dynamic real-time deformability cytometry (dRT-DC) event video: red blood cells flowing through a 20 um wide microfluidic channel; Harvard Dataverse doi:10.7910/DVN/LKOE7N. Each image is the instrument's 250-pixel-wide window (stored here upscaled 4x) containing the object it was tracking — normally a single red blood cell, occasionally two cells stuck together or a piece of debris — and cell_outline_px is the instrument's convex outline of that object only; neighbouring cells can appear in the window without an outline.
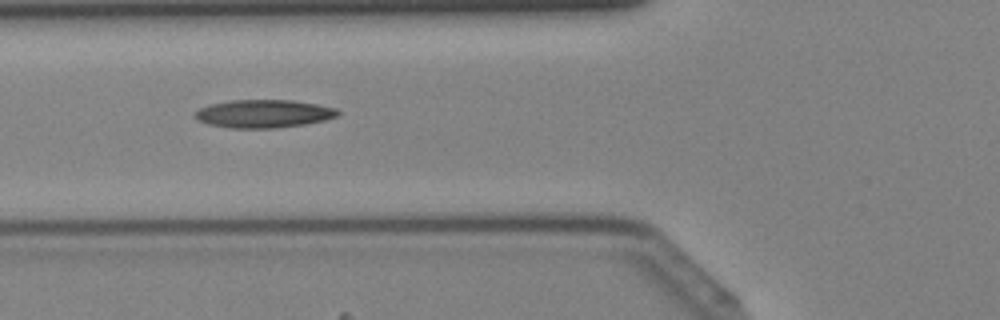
{"species": "Egyptian fruit bat (a non-hibernating species)", "species_latin": "Rousettus aegyptiacus", "temperature_condition": "cold", "stored_images_in_passage": 31, "camera_frame_rate_fps": 3000, "um_per_image_px": 0.085, "animal": {"sex": "female"}, "frame": {"image": 1, "passage_image": 5, "time_ms": 1.333, "image_size_px": [1000, 320], "cell_outline_px": [[340, 116], [324, 120], [304, 124], [276, 128], [232, 128], [208, 124], [196, 120], [192, 116], [200, 108], [212, 104], [232, 100], [292, 100], [316, 104], [336, 108], [340, 112]], "centroid_in_image_um": [22.42, 9.67], "position_along_channel_um": 103.4, "area_um2": 23.35}}
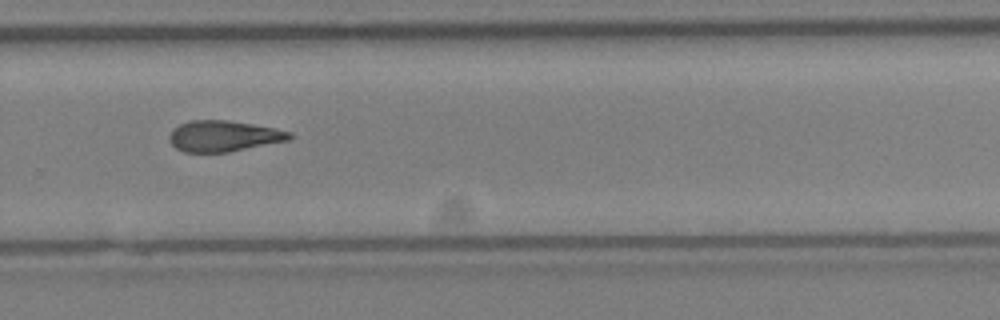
{"frame": {"image": 2, "passage_image": 18, "time_ms": 5.667, "image_size_px": [1000, 320], "cell_outline_px": [[292, 136], [288, 140], [228, 152], [184, 152], [176, 148], [172, 144], [168, 136], [172, 128], [180, 124], [192, 120], [228, 120], [252, 124], [292, 132]], "centroid_in_image_um": [18.96, 11.56], "position_along_channel_um": 310.8, "area_um2": 21.5}}
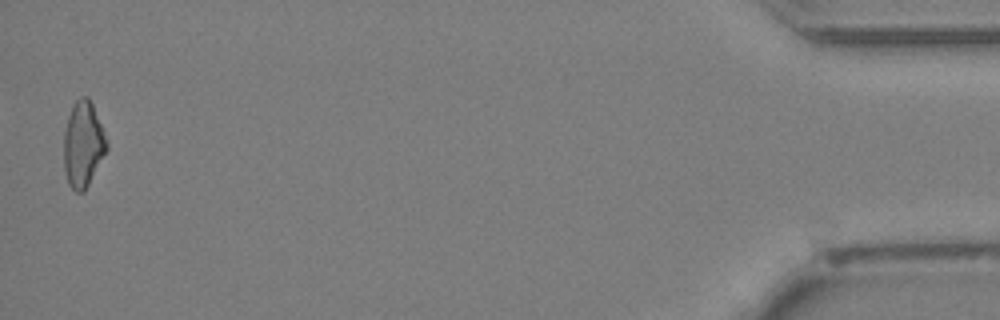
{"frame": {"image": 3, "passage_image": 31, "time_ms": 10.0, "image_size_px": [1000, 320], "cell_outline_px": [[108, 148], [84, 192], [76, 192], [68, 184], [64, 168], [64, 132], [68, 116], [72, 104], [80, 96], [88, 96], [92, 104], [108, 144]], "centroid_in_image_um": [7.04, 12.26], "position_along_channel_um": 428.2, "area_um2": 21.21}}